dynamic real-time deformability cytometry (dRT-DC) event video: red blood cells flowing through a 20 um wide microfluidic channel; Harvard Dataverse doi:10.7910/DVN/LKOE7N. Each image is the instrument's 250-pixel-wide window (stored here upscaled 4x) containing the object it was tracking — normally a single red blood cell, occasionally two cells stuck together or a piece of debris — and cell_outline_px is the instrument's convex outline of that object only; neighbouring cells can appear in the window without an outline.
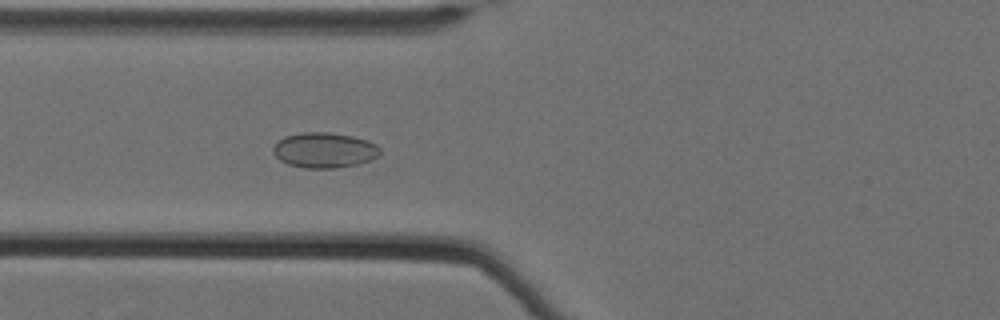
{"species": "Egyptian fruit bat (a non-hibernating species)", "species_latin": "Rousettus aegyptiacus", "temperature_condition": "cold", "stored_images_in_passage": 45, "camera_frame_rate_fps": 3000, "um_per_image_px": 0.085, "animal": {"sex": "female"}, "frame": {"image": 1, "passage_image": 17, "time_ms": 5.333, "image_size_px": [1000, 320], "cell_outline_px": [[380, 152], [376, 156], [368, 160], [356, 164], [332, 168], [304, 168], [288, 164], [280, 160], [272, 152], [272, 148], [284, 136], [300, 132], [328, 132], [352, 136], [368, 140], [376, 144], [380, 148]], "centroid_in_image_um": [27.54, 12.75], "position_along_channel_um": 98.3, "area_um2": 21.85}}
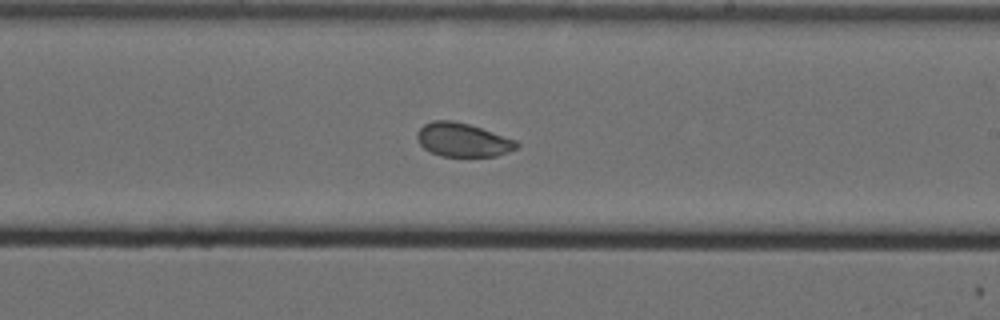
{"frame": {"image": 2, "passage_image": 30, "time_ms": 9.667, "image_size_px": [1000, 320], "cell_outline_px": [[520, 144], [516, 148], [508, 152], [496, 156], [440, 156], [424, 148], [416, 140], [416, 132], [424, 124], [432, 120], [452, 120], [468, 124], [516, 140]], "centroid_in_image_um": [39.3, 11.89], "position_along_channel_um": 249.7, "area_um2": 19.48}}
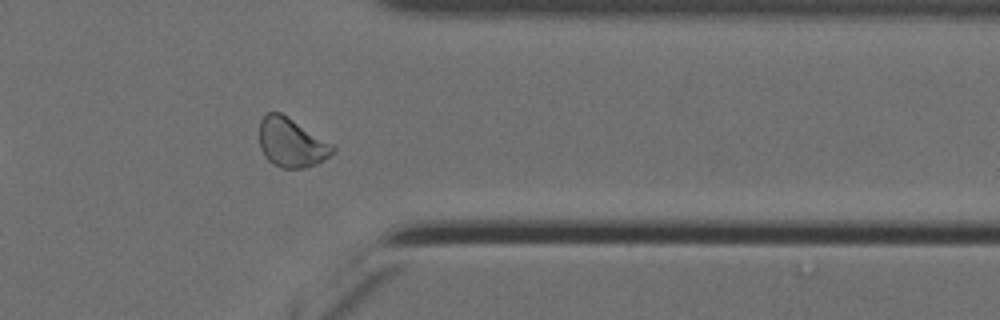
{"frame": {"image": 3, "passage_image": 42, "time_ms": 13.667, "image_size_px": [1000, 320], "cell_outline_px": [[336, 148], [324, 160], [316, 164], [304, 168], [280, 168], [272, 164], [264, 156], [260, 148], [260, 120], [268, 112], [280, 112], [332, 144]], "centroid_in_image_um": [24.74, 12.14], "position_along_channel_um": 386.7, "area_um2": 20.75}, "authors_computed_cell_mechanics": {"area_um2": 20.5768, "velocity_mm_per_s": 3.4758, "shape_relaxation_time_tau1_ms": null, "shape_relaxation_time_tau2_ms": 1.5597, "deformation_change_tau1": null, "deformation_change_tau2": 0.0511}}